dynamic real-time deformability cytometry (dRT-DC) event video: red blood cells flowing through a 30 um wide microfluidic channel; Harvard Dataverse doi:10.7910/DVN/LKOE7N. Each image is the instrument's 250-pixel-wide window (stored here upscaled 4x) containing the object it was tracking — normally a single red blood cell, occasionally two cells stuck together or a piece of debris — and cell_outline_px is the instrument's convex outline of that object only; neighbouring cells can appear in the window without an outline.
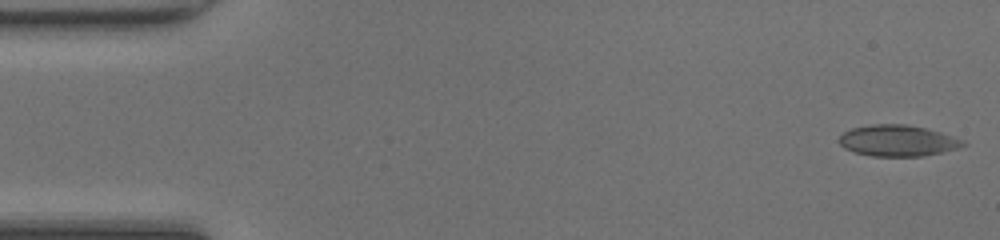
{"species": "common noctule bat (a hibernating species)", "species_latin": "Nyctalus noctula", "temperature_condition": "room temperature", "stored_images_in_passage": 47, "camera_frame_rate_fps": 3000, "um_per_image_px": 0.085, "animal": {"sex": "female", "body_mass_g": 20.0, "forearm_length_mm": 54.0}, "frame": {"image": 1, "passage_image": 1, "time_ms": 0.0, "image_size_px": [1000, 240], "cell_outline_px": [[968, 144], [956, 148], [924, 156], [872, 156], [856, 152], [844, 148], [840, 144], [840, 136], [844, 132], [852, 128], [872, 124], [908, 124], [940, 132], [964, 140]], "centroid_in_image_um": [76.31, 11.95], "position_along_channel_um": 8.7, "area_um2": 22.31}}
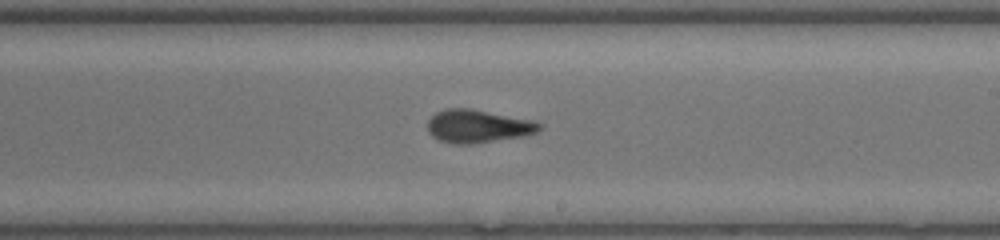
{"frame": {"image": 2, "passage_image": 27, "time_ms": 8.667, "image_size_px": [1000, 240], "cell_outline_px": [[544, 124], [536, 132], [524, 136], [472, 144], [456, 144], [440, 140], [432, 136], [428, 132], [428, 120], [436, 112], [444, 108], [472, 108], [536, 120]], "centroid_in_image_um": [40.65, 10.71], "position_along_channel_um": 248.3, "area_um2": 21.85}}
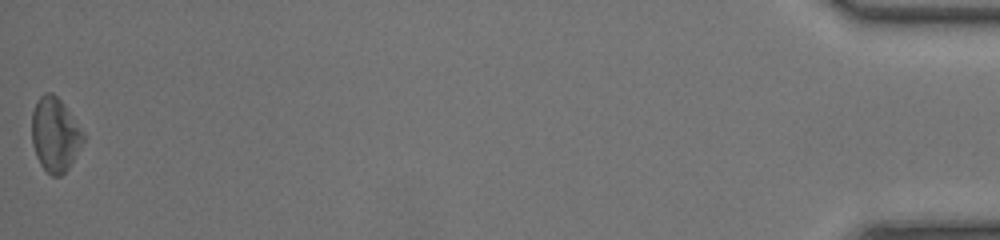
{"frame": {"image": 3, "passage_image": 47, "time_ms": 15.333, "image_size_px": [1000, 240], "cell_outline_px": [[84, 140], [68, 168], [60, 176], [52, 176], [40, 164], [36, 156], [32, 144], [32, 112], [40, 96], [44, 92], [52, 92], [64, 104], [84, 132]], "centroid_in_image_um": [4.67, 11.43], "position_along_channel_um": 430.5, "area_um2": 22.02}, "authors_computed_cell_mechanics": {"area_um2": 21.5594, "velocity_mm_per_s": 4.3138, "shape_relaxation_time_tau1_ms": 8.3304, "shape_relaxation_time_tau2_ms": 2.0655, "deformation_change_tau1": 0.2173, "deformation_change_tau2": 0.09}}